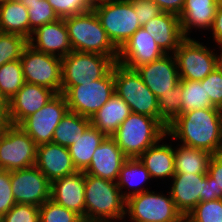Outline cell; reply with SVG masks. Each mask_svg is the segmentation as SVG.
Segmentation results:
<instances>
[{"instance_id": "b9f144b4", "label": "cell", "mask_w": 222, "mask_h": 222, "mask_svg": "<svg viewBox=\"0 0 222 222\" xmlns=\"http://www.w3.org/2000/svg\"><path fill=\"white\" fill-rule=\"evenodd\" d=\"M15 204L16 202L11 189L10 171L0 170V218Z\"/></svg>"}, {"instance_id": "836d02e7", "label": "cell", "mask_w": 222, "mask_h": 222, "mask_svg": "<svg viewBox=\"0 0 222 222\" xmlns=\"http://www.w3.org/2000/svg\"><path fill=\"white\" fill-rule=\"evenodd\" d=\"M28 10V18L30 22V36L32 32L42 26L55 22L59 19L54 9L47 0H18Z\"/></svg>"}, {"instance_id": "e575fe53", "label": "cell", "mask_w": 222, "mask_h": 222, "mask_svg": "<svg viewBox=\"0 0 222 222\" xmlns=\"http://www.w3.org/2000/svg\"><path fill=\"white\" fill-rule=\"evenodd\" d=\"M28 39L21 35L0 32V67L21 58Z\"/></svg>"}, {"instance_id": "f1b7e54d", "label": "cell", "mask_w": 222, "mask_h": 222, "mask_svg": "<svg viewBox=\"0 0 222 222\" xmlns=\"http://www.w3.org/2000/svg\"><path fill=\"white\" fill-rule=\"evenodd\" d=\"M0 32L30 38V22L27 8L18 0L0 5Z\"/></svg>"}, {"instance_id": "d590c367", "label": "cell", "mask_w": 222, "mask_h": 222, "mask_svg": "<svg viewBox=\"0 0 222 222\" xmlns=\"http://www.w3.org/2000/svg\"><path fill=\"white\" fill-rule=\"evenodd\" d=\"M182 87L178 83L167 94H162L158 98L160 116L170 124L178 115L182 114Z\"/></svg>"}, {"instance_id": "8fae6325", "label": "cell", "mask_w": 222, "mask_h": 222, "mask_svg": "<svg viewBox=\"0 0 222 222\" xmlns=\"http://www.w3.org/2000/svg\"><path fill=\"white\" fill-rule=\"evenodd\" d=\"M25 82L61 93L62 58L40 52L27 45L20 58Z\"/></svg>"}, {"instance_id": "30bf717a", "label": "cell", "mask_w": 222, "mask_h": 222, "mask_svg": "<svg viewBox=\"0 0 222 222\" xmlns=\"http://www.w3.org/2000/svg\"><path fill=\"white\" fill-rule=\"evenodd\" d=\"M114 90V66L101 79L72 86L65 94L68 110L92 118L102 108Z\"/></svg>"}, {"instance_id": "3957f363", "label": "cell", "mask_w": 222, "mask_h": 222, "mask_svg": "<svg viewBox=\"0 0 222 222\" xmlns=\"http://www.w3.org/2000/svg\"><path fill=\"white\" fill-rule=\"evenodd\" d=\"M73 51L96 53L118 59V49L109 40L93 9L64 18Z\"/></svg>"}, {"instance_id": "7402d4cb", "label": "cell", "mask_w": 222, "mask_h": 222, "mask_svg": "<svg viewBox=\"0 0 222 222\" xmlns=\"http://www.w3.org/2000/svg\"><path fill=\"white\" fill-rule=\"evenodd\" d=\"M35 166L52 182L77 172L68 147L54 143L37 146Z\"/></svg>"}, {"instance_id": "d4e9b609", "label": "cell", "mask_w": 222, "mask_h": 222, "mask_svg": "<svg viewBox=\"0 0 222 222\" xmlns=\"http://www.w3.org/2000/svg\"><path fill=\"white\" fill-rule=\"evenodd\" d=\"M167 141H170L168 135L138 157L153 180L162 179L163 181L164 179H169L170 181L175 174L174 144L172 142L167 143Z\"/></svg>"}, {"instance_id": "11a10c76", "label": "cell", "mask_w": 222, "mask_h": 222, "mask_svg": "<svg viewBox=\"0 0 222 222\" xmlns=\"http://www.w3.org/2000/svg\"><path fill=\"white\" fill-rule=\"evenodd\" d=\"M92 4L96 3V2H99V1H102V0H89Z\"/></svg>"}, {"instance_id": "7bdbcfd3", "label": "cell", "mask_w": 222, "mask_h": 222, "mask_svg": "<svg viewBox=\"0 0 222 222\" xmlns=\"http://www.w3.org/2000/svg\"><path fill=\"white\" fill-rule=\"evenodd\" d=\"M133 5L138 22L142 27L146 22L160 15L163 11L151 0H129Z\"/></svg>"}, {"instance_id": "6da1fadb", "label": "cell", "mask_w": 222, "mask_h": 222, "mask_svg": "<svg viewBox=\"0 0 222 222\" xmlns=\"http://www.w3.org/2000/svg\"><path fill=\"white\" fill-rule=\"evenodd\" d=\"M167 135L170 141L176 140L186 147L212 155L222 153V109L201 108L182 113L168 125Z\"/></svg>"}, {"instance_id": "5b68a950", "label": "cell", "mask_w": 222, "mask_h": 222, "mask_svg": "<svg viewBox=\"0 0 222 222\" xmlns=\"http://www.w3.org/2000/svg\"><path fill=\"white\" fill-rule=\"evenodd\" d=\"M114 90L130 107L131 113L158 119L166 128L168 123L160 116L158 98L145 85L136 70L114 64Z\"/></svg>"}, {"instance_id": "ee69618b", "label": "cell", "mask_w": 222, "mask_h": 222, "mask_svg": "<svg viewBox=\"0 0 222 222\" xmlns=\"http://www.w3.org/2000/svg\"><path fill=\"white\" fill-rule=\"evenodd\" d=\"M207 173L213 177L216 199H222V153L211 156Z\"/></svg>"}, {"instance_id": "ba28073f", "label": "cell", "mask_w": 222, "mask_h": 222, "mask_svg": "<svg viewBox=\"0 0 222 222\" xmlns=\"http://www.w3.org/2000/svg\"><path fill=\"white\" fill-rule=\"evenodd\" d=\"M115 63L109 56L71 51L62 58L61 93L65 94L72 86L103 78Z\"/></svg>"}, {"instance_id": "7c38bea8", "label": "cell", "mask_w": 222, "mask_h": 222, "mask_svg": "<svg viewBox=\"0 0 222 222\" xmlns=\"http://www.w3.org/2000/svg\"><path fill=\"white\" fill-rule=\"evenodd\" d=\"M37 146L22 128L8 124L0 137V170L35 166Z\"/></svg>"}, {"instance_id": "7dc6e473", "label": "cell", "mask_w": 222, "mask_h": 222, "mask_svg": "<svg viewBox=\"0 0 222 222\" xmlns=\"http://www.w3.org/2000/svg\"><path fill=\"white\" fill-rule=\"evenodd\" d=\"M216 199L215 187L213 177L206 173L204 178V201H211Z\"/></svg>"}, {"instance_id": "d6a6232c", "label": "cell", "mask_w": 222, "mask_h": 222, "mask_svg": "<svg viewBox=\"0 0 222 222\" xmlns=\"http://www.w3.org/2000/svg\"><path fill=\"white\" fill-rule=\"evenodd\" d=\"M179 84L182 87V113L201 108H218L206 99V91L200 81L180 79Z\"/></svg>"}, {"instance_id": "f6af8a7d", "label": "cell", "mask_w": 222, "mask_h": 222, "mask_svg": "<svg viewBox=\"0 0 222 222\" xmlns=\"http://www.w3.org/2000/svg\"><path fill=\"white\" fill-rule=\"evenodd\" d=\"M210 37L215 43L216 47L222 46V9L218 8L211 30L209 31ZM212 35V36H211Z\"/></svg>"}, {"instance_id": "603a6c76", "label": "cell", "mask_w": 222, "mask_h": 222, "mask_svg": "<svg viewBox=\"0 0 222 222\" xmlns=\"http://www.w3.org/2000/svg\"><path fill=\"white\" fill-rule=\"evenodd\" d=\"M217 9L218 0H185L179 15L183 36L191 38L193 29L195 32H209Z\"/></svg>"}, {"instance_id": "60d3db41", "label": "cell", "mask_w": 222, "mask_h": 222, "mask_svg": "<svg viewBox=\"0 0 222 222\" xmlns=\"http://www.w3.org/2000/svg\"><path fill=\"white\" fill-rule=\"evenodd\" d=\"M0 222H40L39 207L16 203L2 218Z\"/></svg>"}, {"instance_id": "277c9868", "label": "cell", "mask_w": 222, "mask_h": 222, "mask_svg": "<svg viewBox=\"0 0 222 222\" xmlns=\"http://www.w3.org/2000/svg\"><path fill=\"white\" fill-rule=\"evenodd\" d=\"M167 135V128L156 118L131 113L112 138L127 158H138Z\"/></svg>"}, {"instance_id": "f907efd6", "label": "cell", "mask_w": 222, "mask_h": 222, "mask_svg": "<svg viewBox=\"0 0 222 222\" xmlns=\"http://www.w3.org/2000/svg\"><path fill=\"white\" fill-rule=\"evenodd\" d=\"M174 222H195L188 214H182L176 221Z\"/></svg>"}, {"instance_id": "4fadbf2b", "label": "cell", "mask_w": 222, "mask_h": 222, "mask_svg": "<svg viewBox=\"0 0 222 222\" xmlns=\"http://www.w3.org/2000/svg\"><path fill=\"white\" fill-rule=\"evenodd\" d=\"M64 94H56L45 106L29 115L18 126L37 144L52 143L56 127L67 113Z\"/></svg>"}, {"instance_id": "cb8c5ba5", "label": "cell", "mask_w": 222, "mask_h": 222, "mask_svg": "<svg viewBox=\"0 0 222 222\" xmlns=\"http://www.w3.org/2000/svg\"><path fill=\"white\" fill-rule=\"evenodd\" d=\"M142 27L154 38L165 54H174L185 39L179 16L173 13L162 12Z\"/></svg>"}, {"instance_id": "c3c4849f", "label": "cell", "mask_w": 222, "mask_h": 222, "mask_svg": "<svg viewBox=\"0 0 222 222\" xmlns=\"http://www.w3.org/2000/svg\"><path fill=\"white\" fill-rule=\"evenodd\" d=\"M8 102L0 93V116H7Z\"/></svg>"}, {"instance_id": "d6986e66", "label": "cell", "mask_w": 222, "mask_h": 222, "mask_svg": "<svg viewBox=\"0 0 222 222\" xmlns=\"http://www.w3.org/2000/svg\"><path fill=\"white\" fill-rule=\"evenodd\" d=\"M85 173L77 171L51 182L54 202L78 214L85 222Z\"/></svg>"}, {"instance_id": "8d00e7d4", "label": "cell", "mask_w": 222, "mask_h": 222, "mask_svg": "<svg viewBox=\"0 0 222 222\" xmlns=\"http://www.w3.org/2000/svg\"><path fill=\"white\" fill-rule=\"evenodd\" d=\"M40 222H84L75 212L57 204L52 199L39 207Z\"/></svg>"}, {"instance_id": "ab89813d", "label": "cell", "mask_w": 222, "mask_h": 222, "mask_svg": "<svg viewBox=\"0 0 222 222\" xmlns=\"http://www.w3.org/2000/svg\"><path fill=\"white\" fill-rule=\"evenodd\" d=\"M200 82L206 91V99H209L213 106L222 109V69L218 66Z\"/></svg>"}, {"instance_id": "9c48e42d", "label": "cell", "mask_w": 222, "mask_h": 222, "mask_svg": "<svg viewBox=\"0 0 222 222\" xmlns=\"http://www.w3.org/2000/svg\"><path fill=\"white\" fill-rule=\"evenodd\" d=\"M165 192L167 194L163 193V191L150 190L128 198L123 222L129 220V222L176 221L182 214L176 209L169 191Z\"/></svg>"}, {"instance_id": "74e56055", "label": "cell", "mask_w": 222, "mask_h": 222, "mask_svg": "<svg viewBox=\"0 0 222 222\" xmlns=\"http://www.w3.org/2000/svg\"><path fill=\"white\" fill-rule=\"evenodd\" d=\"M188 215L195 222H222V199L200 202Z\"/></svg>"}, {"instance_id": "f5cc1de1", "label": "cell", "mask_w": 222, "mask_h": 222, "mask_svg": "<svg viewBox=\"0 0 222 222\" xmlns=\"http://www.w3.org/2000/svg\"><path fill=\"white\" fill-rule=\"evenodd\" d=\"M218 8L222 9V0H218Z\"/></svg>"}, {"instance_id": "681fc988", "label": "cell", "mask_w": 222, "mask_h": 222, "mask_svg": "<svg viewBox=\"0 0 222 222\" xmlns=\"http://www.w3.org/2000/svg\"><path fill=\"white\" fill-rule=\"evenodd\" d=\"M9 124L7 116H0V137L2 136L5 128Z\"/></svg>"}, {"instance_id": "ac0fdd59", "label": "cell", "mask_w": 222, "mask_h": 222, "mask_svg": "<svg viewBox=\"0 0 222 222\" xmlns=\"http://www.w3.org/2000/svg\"><path fill=\"white\" fill-rule=\"evenodd\" d=\"M28 45L40 52L60 58L73 51L64 18L35 29L28 39Z\"/></svg>"}, {"instance_id": "2e32d148", "label": "cell", "mask_w": 222, "mask_h": 222, "mask_svg": "<svg viewBox=\"0 0 222 222\" xmlns=\"http://www.w3.org/2000/svg\"><path fill=\"white\" fill-rule=\"evenodd\" d=\"M135 70L157 98L170 92L180 81L174 54H165L160 59Z\"/></svg>"}, {"instance_id": "52a82bcc", "label": "cell", "mask_w": 222, "mask_h": 222, "mask_svg": "<svg viewBox=\"0 0 222 222\" xmlns=\"http://www.w3.org/2000/svg\"><path fill=\"white\" fill-rule=\"evenodd\" d=\"M199 40L185 38L174 52L180 79L201 81L218 67L217 47Z\"/></svg>"}, {"instance_id": "8992f818", "label": "cell", "mask_w": 222, "mask_h": 222, "mask_svg": "<svg viewBox=\"0 0 222 222\" xmlns=\"http://www.w3.org/2000/svg\"><path fill=\"white\" fill-rule=\"evenodd\" d=\"M92 9L118 50L141 28L129 0H102L94 3Z\"/></svg>"}, {"instance_id": "4dcf8cb0", "label": "cell", "mask_w": 222, "mask_h": 222, "mask_svg": "<svg viewBox=\"0 0 222 222\" xmlns=\"http://www.w3.org/2000/svg\"><path fill=\"white\" fill-rule=\"evenodd\" d=\"M90 125V118L68 110L54 131L52 143L69 147L75 143L77 134H83Z\"/></svg>"}, {"instance_id": "9a60e30c", "label": "cell", "mask_w": 222, "mask_h": 222, "mask_svg": "<svg viewBox=\"0 0 222 222\" xmlns=\"http://www.w3.org/2000/svg\"><path fill=\"white\" fill-rule=\"evenodd\" d=\"M165 53L154 38L143 28H139L118 50L117 63L126 68H136L163 57Z\"/></svg>"}, {"instance_id": "1f68e13d", "label": "cell", "mask_w": 222, "mask_h": 222, "mask_svg": "<svg viewBox=\"0 0 222 222\" xmlns=\"http://www.w3.org/2000/svg\"><path fill=\"white\" fill-rule=\"evenodd\" d=\"M25 84L20 59L0 67V93L9 102Z\"/></svg>"}, {"instance_id": "f35d334b", "label": "cell", "mask_w": 222, "mask_h": 222, "mask_svg": "<svg viewBox=\"0 0 222 222\" xmlns=\"http://www.w3.org/2000/svg\"><path fill=\"white\" fill-rule=\"evenodd\" d=\"M59 18L82 14L92 9L89 0H47Z\"/></svg>"}, {"instance_id": "f546056e", "label": "cell", "mask_w": 222, "mask_h": 222, "mask_svg": "<svg viewBox=\"0 0 222 222\" xmlns=\"http://www.w3.org/2000/svg\"><path fill=\"white\" fill-rule=\"evenodd\" d=\"M174 143L175 174H206L212 156L206 150L190 148Z\"/></svg>"}, {"instance_id": "db71d44e", "label": "cell", "mask_w": 222, "mask_h": 222, "mask_svg": "<svg viewBox=\"0 0 222 222\" xmlns=\"http://www.w3.org/2000/svg\"><path fill=\"white\" fill-rule=\"evenodd\" d=\"M8 1H11V0H0V5L6 3Z\"/></svg>"}, {"instance_id": "7a4b0ae2", "label": "cell", "mask_w": 222, "mask_h": 222, "mask_svg": "<svg viewBox=\"0 0 222 222\" xmlns=\"http://www.w3.org/2000/svg\"><path fill=\"white\" fill-rule=\"evenodd\" d=\"M85 222H123L126 199L114 181L85 174Z\"/></svg>"}, {"instance_id": "484cf974", "label": "cell", "mask_w": 222, "mask_h": 222, "mask_svg": "<svg viewBox=\"0 0 222 222\" xmlns=\"http://www.w3.org/2000/svg\"><path fill=\"white\" fill-rule=\"evenodd\" d=\"M131 114L128 104L116 93L90 119L91 125L105 136L112 137L119 126Z\"/></svg>"}, {"instance_id": "5bb4252c", "label": "cell", "mask_w": 222, "mask_h": 222, "mask_svg": "<svg viewBox=\"0 0 222 222\" xmlns=\"http://www.w3.org/2000/svg\"><path fill=\"white\" fill-rule=\"evenodd\" d=\"M10 181L16 203L40 207L51 197V182L36 166L10 171Z\"/></svg>"}, {"instance_id": "e0dca14e", "label": "cell", "mask_w": 222, "mask_h": 222, "mask_svg": "<svg viewBox=\"0 0 222 222\" xmlns=\"http://www.w3.org/2000/svg\"><path fill=\"white\" fill-rule=\"evenodd\" d=\"M56 93L40 85L27 83L8 102L7 120L19 125L25 118L45 106Z\"/></svg>"}, {"instance_id": "816d5d0a", "label": "cell", "mask_w": 222, "mask_h": 222, "mask_svg": "<svg viewBox=\"0 0 222 222\" xmlns=\"http://www.w3.org/2000/svg\"><path fill=\"white\" fill-rule=\"evenodd\" d=\"M218 50V66L222 69V46L217 47Z\"/></svg>"}, {"instance_id": "83f0119b", "label": "cell", "mask_w": 222, "mask_h": 222, "mask_svg": "<svg viewBox=\"0 0 222 222\" xmlns=\"http://www.w3.org/2000/svg\"><path fill=\"white\" fill-rule=\"evenodd\" d=\"M77 135L75 143L68 150L76 170L84 172L89 167L96 148L106 136L92 125L83 134Z\"/></svg>"}, {"instance_id": "44dd1931", "label": "cell", "mask_w": 222, "mask_h": 222, "mask_svg": "<svg viewBox=\"0 0 222 222\" xmlns=\"http://www.w3.org/2000/svg\"><path fill=\"white\" fill-rule=\"evenodd\" d=\"M126 159L117 142L112 137L106 136L96 148L91 163L84 173L116 182Z\"/></svg>"}, {"instance_id": "4316f807", "label": "cell", "mask_w": 222, "mask_h": 222, "mask_svg": "<svg viewBox=\"0 0 222 222\" xmlns=\"http://www.w3.org/2000/svg\"><path fill=\"white\" fill-rule=\"evenodd\" d=\"M152 181L149 171L138 158H127L121 167L116 181L123 197L127 200L133 195L150 191L145 185ZM146 183V184H145ZM126 189V190H125Z\"/></svg>"}, {"instance_id": "ffe728a7", "label": "cell", "mask_w": 222, "mask_h": 222, "mask_svg": "<svg viewBox=\"0 0 222 222\" xmlns=\"http://www.w3.org/2000/svg\"><path fill=\"white\" fill-rule=\"evenodd\" d=\"M206 174H174L169 193L181 214L190 213L198 203L204 202V178Z\"/></svg>"}, {"instance_id": "bcb514c9", "label": "cell", "mask_w": 222, "mask_h": 222, "mask_svg": "<svg viewBox=\"0 0 222 222\" xmlns=\"http://www.w3.org/2000/svg\"><path fill=\"white\" fill-rule=\"evenodd\" d=\"M157 4L163 12L180 15L185 0H151Z\"/></svg>"}]
</instances>
